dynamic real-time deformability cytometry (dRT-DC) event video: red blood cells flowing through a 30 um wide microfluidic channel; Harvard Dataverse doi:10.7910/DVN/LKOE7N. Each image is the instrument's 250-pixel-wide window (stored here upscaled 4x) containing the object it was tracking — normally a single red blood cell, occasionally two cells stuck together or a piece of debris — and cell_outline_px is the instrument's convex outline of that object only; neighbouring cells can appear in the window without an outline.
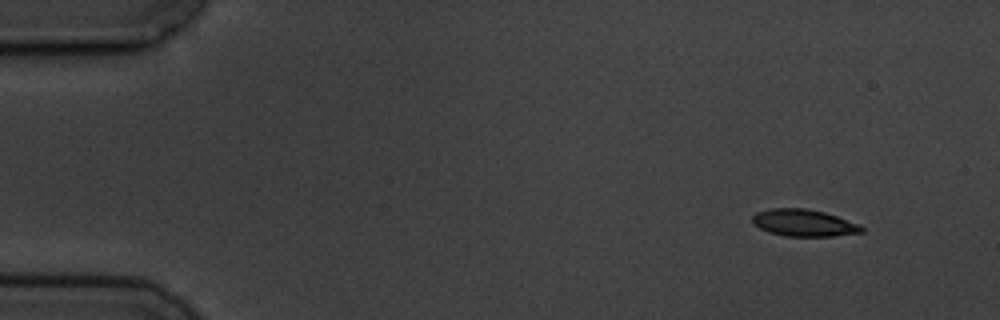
{"species": "common noctule bat (a hibernating species)", "species_latin": "Nyctalus noctula", "temperature_condition": "cold", "stored_images_in_passage": 6, "camera_frame_rate_fps": 3000, "um_per_image_px": 0.085, "animal": {"sex": "male", "body_mass_g": 19.5, "forearm_length_mm": 54.6}, "frame": {"image": 1, "passage_image": 1, "time_ms": 0.0, "image_size_px": [1000, 320], "cell_outline_px": [[864, 232], [832, 236], [784, 236], [768, 232], [752, 224], [752, 216], [756, 212], [772, 208], [804, 208], [824, 212], [860, 224], [864, 228]], "centroid_in_image_um": [68.31, 18.94], "position_along_channel_um": 16.7, "area_um2": 17.22}}
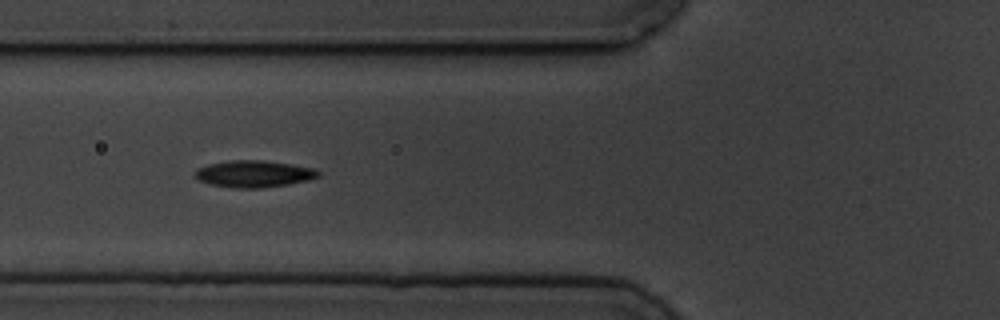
{"frame": {"image": 2, "passage_image": 5, "time_ms": 5.333, "image_size_px": [1000, 320], "cell_outline_px": [[320, 176], [308, 180], [288, 184], [260, 188], [236, 188], [212, 184], [200, 180], [192, 176], [196, 168], [208, 164], [232, 160], [260, 160], [288, 164], [312, 168], [320, 172]], "centroid_in_image_um": [21.53, 14.78], "position_along_channel_um": 104.3, "area_um2": 19.07}}
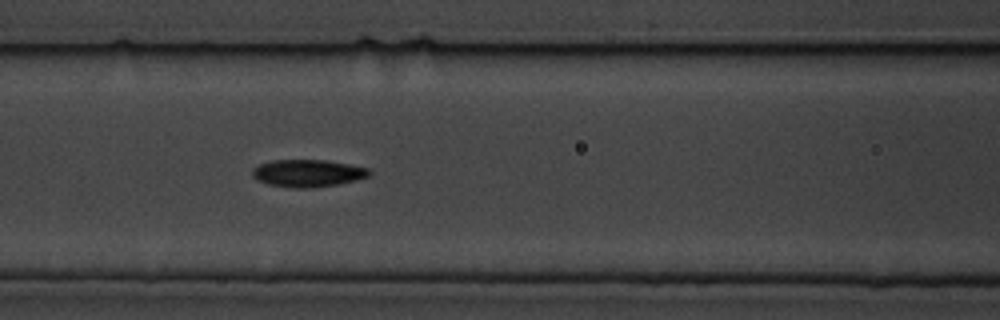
{"frame": {"image": 3, "passage_image": 6, "time_ms": 6.333, "image_size_px": [1000, 320], "cell_outline_px": [[372, 172], [368, 176], [356, 180], [340, 184], [312, 188], [292, 188], [268, 184], [256, 180], [252, 176], [252, 168], [260, 164], [272, 160], [324, 160], [348, 164], [368, 168]], "centroid_in_image_um": [26.14, 14.73], "position_along_channel_um": 140.5, "area_um2": 18.73}}